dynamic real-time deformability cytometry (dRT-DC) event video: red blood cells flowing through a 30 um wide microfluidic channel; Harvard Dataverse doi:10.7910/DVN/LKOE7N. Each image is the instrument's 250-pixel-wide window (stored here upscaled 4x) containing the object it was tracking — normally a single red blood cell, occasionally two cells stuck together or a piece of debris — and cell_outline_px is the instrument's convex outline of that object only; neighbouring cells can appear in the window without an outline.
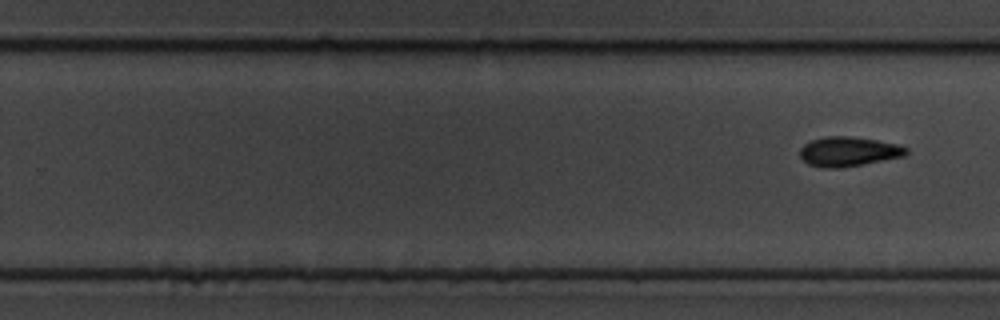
{"species": "common noctule bat (a hibernating species)", "species_latin": "Nyctalus noctula", "temperature_condition": "cold", "stored_images_in_passage": 11, "camera_frame_rate_fps": 3000, "um_per_image_px": 0.085, "animal": {"sex": "male", "body_mass_g": 19.5, "forearm_length_mm": 54.6}, "frame": {"image": 1, "passage_image": 11, "time_ms": 12.0, "image_size_px": [1000, 320], "cell_outline_px": [[908, 152], [904, 156], [844, 168], [820, 168], [808, 164], [800, 156], [800, 148], [804, 144], [812, 140], [828, 136], [848, 136], [876, 140], [900, 144], [908, 148]], "centroid_in_image_um": [72.13, 12.89], "position_along_channel_um": 257.7, "area_um2": 18.44}}